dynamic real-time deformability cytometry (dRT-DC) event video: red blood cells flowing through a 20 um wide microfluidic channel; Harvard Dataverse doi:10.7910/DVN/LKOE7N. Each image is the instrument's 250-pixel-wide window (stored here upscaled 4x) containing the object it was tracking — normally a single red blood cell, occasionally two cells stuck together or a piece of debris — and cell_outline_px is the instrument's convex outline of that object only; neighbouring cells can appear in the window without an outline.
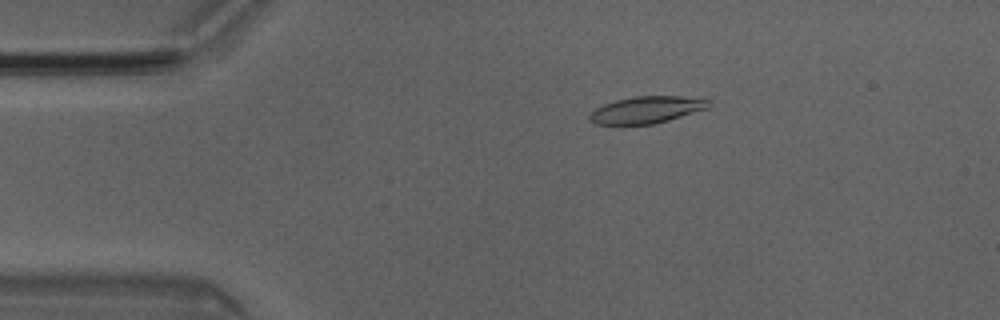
{"species": "Egyptian fruit bat (a non-hibernating species)", "species_latin": "Rousettus aegyptiacus", "temperature_condition": "room temperature", "stored_images_in_passage": 5, "camera_frame_rate_fps": 3000, "um_per_image_px": 0.085, "animal": {"sex": "male"}, "frame": {"image": 1, "passage_image": 3, "time_ms": 0.667, "image_size_px": [1000, 320], "cell_outline_px": [[712, 100], [708, 108], [668, 120], [652, 124], [596, 124], [588, 120], [588, 116], [596, 108], [604, 104], [616, 100], [632, 96], [708, 96]], "centroid_in_image_um": [55.05, 9.3], "position_along_channel_um": 30.0, "area_um2": 18.96}}
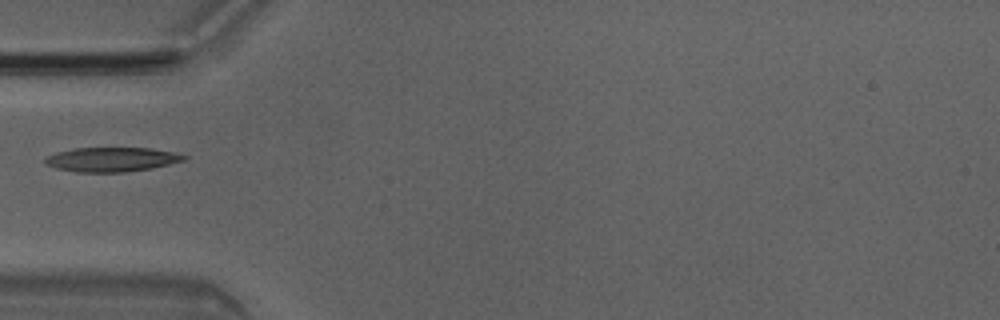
{"frame": {"image": 2, "passage_image": 5, "time_ms": 1.333, "image_size_px": [1000, 320], "cell_outline_px": [[188, 156], [184, 160], [152, 168], [124, 172], [76, 172], [56, 168], [44, 164], [44, 156], [56, 152], [76, 148], [152, 148], [176, 152]], "centroid_in_image_um": [9.46, 13.55], "position_along_channel_um": 75.5, "area_um2": 19.83}}